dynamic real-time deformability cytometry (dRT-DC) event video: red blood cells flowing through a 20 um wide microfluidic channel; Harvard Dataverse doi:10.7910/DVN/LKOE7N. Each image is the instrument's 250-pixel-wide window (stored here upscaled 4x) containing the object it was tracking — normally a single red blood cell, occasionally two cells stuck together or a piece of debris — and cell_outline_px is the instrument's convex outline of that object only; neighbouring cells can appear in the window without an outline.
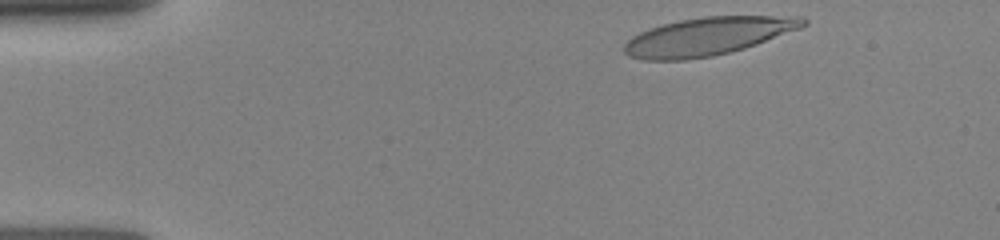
{"species": "human", "species_latin": "Homo sapiens", "temperature_condition": "room temperature", "stored_images_in_passage": 8, "camera_frame_rate_fps": 3000, "um_per_image_px": 0.085, "donor": {"sex": "female"}, "frame": {"image": 1, "passage_image": 2, "time_ms": 0.333, "image_size_px": [1000, 240], "cell_outline_px": [[808, 24], [800, 28], [756, 44], [744, 48], [712, 56], [684, 60], [644, 60], [628, 56], [624, 52], [624, 44], [632, 36], [640, 32], [664, 24], [680, 20], [704, 16], [804, 16], [808, 20]], "centroid_in_image_um": [60.18, 3.08], "position_along_channel_um": 24.8, "area_um2": 39.42}}
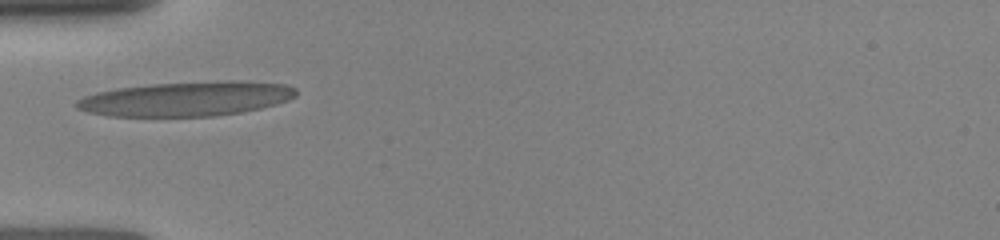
{"frame": {"image": 2, "passage_image": 7, "time_ms": 3.333, "image_size_px": [1000, 240], "cell_outline_px": [[296, 96], [288, 100], [276, 104], [260, 108], [240, 112], [212, 116], [108, 116], [88, 112], [76, 108], [76, 100], [84, 96], [96, 92], [116, 88], [152, 84], [228, 80], [240, 80], [288, 84], [296, 88]], "centroid_in_image_um": [15.86, 8.39], "position_along_channel_um": 69.1, "area_um2": 44.33}}